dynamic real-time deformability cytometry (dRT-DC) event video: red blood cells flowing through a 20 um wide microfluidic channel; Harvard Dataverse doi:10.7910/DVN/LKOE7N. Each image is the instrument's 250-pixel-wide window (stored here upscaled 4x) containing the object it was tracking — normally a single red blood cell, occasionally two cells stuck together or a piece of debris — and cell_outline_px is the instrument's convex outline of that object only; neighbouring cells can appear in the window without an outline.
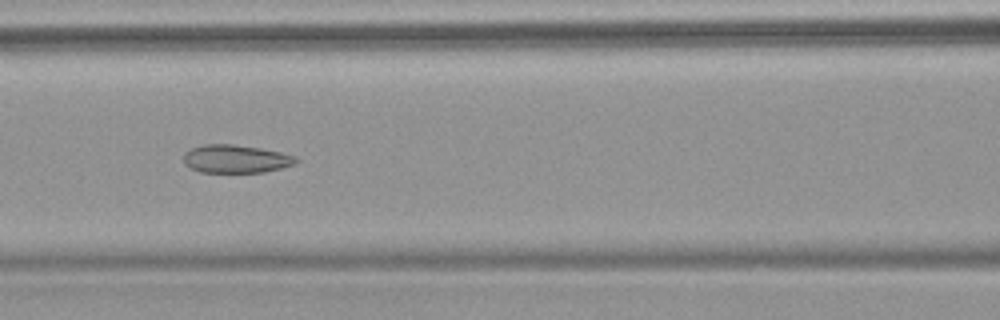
{"species": "common noctule bat (a hibernating species)", "species_latin": "Nyctalus noctula", "temperature_condition": "warm", "stored_images_in_passage": 9, "camera_frame_rate_fps": 3000, "um_per_image_px": 0.085, "animal": {"sex": "female", "body_mass_g": 18.4}, "frame": {"image": 1, "passage_image": 7, "time_ms": 7.0, "image_size_px": [1000, 320], "cell_outline_px": [[300, 160], [296, 164], [264, 172], [200, 172], [184, 164], [184, 152], [192, 148], [204, 144], [232, 144], [260, 148], [280, 152], [296, 156]], "centroid_in_image_um": [20.06, 13.5], "position_along_channel_um": 146.5, "area_um2": 18.44}}
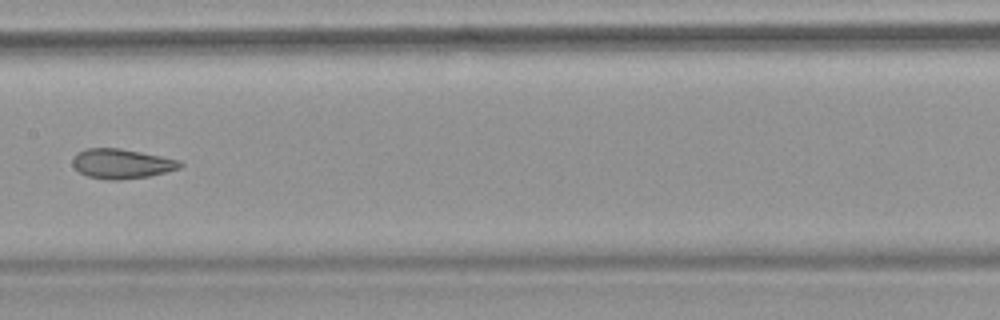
{"frame": {"image": 2, "passage_image": 8, "time_ms": 8.333, "image_size_px": [1000, 320], "cell_outline_px": [[184, 164], [180, 168], [148, 176], [120, 180], [104, 180], [88, 176], [80, 172], [72, 164], [72, 160], [76, 152], [88, 148], [120, 148], [180, 160]], "centroid_in_image_um": [10.32, 13.91], "position_along_channel_um": 197.1, "area_um2": 18.55}}